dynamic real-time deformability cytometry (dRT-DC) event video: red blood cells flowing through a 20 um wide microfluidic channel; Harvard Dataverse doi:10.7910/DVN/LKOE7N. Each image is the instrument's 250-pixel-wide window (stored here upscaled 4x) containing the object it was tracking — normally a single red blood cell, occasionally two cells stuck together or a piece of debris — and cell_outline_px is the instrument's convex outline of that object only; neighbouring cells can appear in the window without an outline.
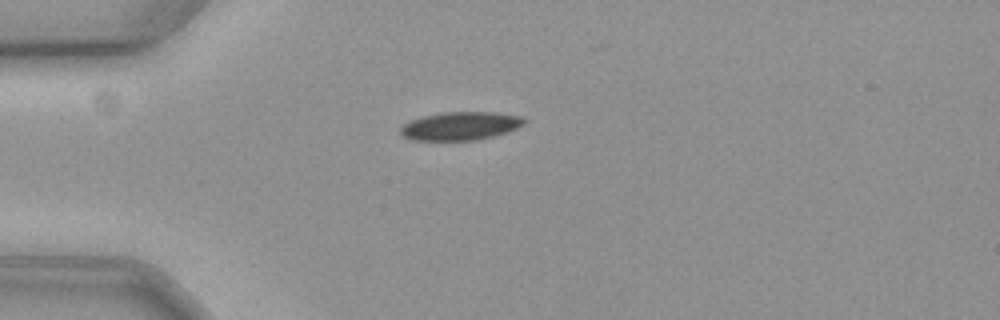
{"species": "common noctule bat (a hibernating species)", "species_latin": "Nyctalus noctula", "temperature_condition": "cold", "stored_images_in_passage": 36, "camera_frame_rate_fps": 3000, "um_per_image_px": 0.085, "animal": {"sex": "female", "body_mass_g": 19.3, "forearm_length_mm": 54.1}, "frame": {"image": 1, "passage_image": 2, "time_ms": 0.333, "image_size_px": [1000, 320], "cell_outline_px": [[528, 120], [524, 124], [516, 128], [492, 136], [476, 140], [412, 140], [404, 136], [400, 132], [400, 128], [404, 124], [412, 120], [424, 116], [440, 112], [496, 112], [524, 116]], "centroid_in_image_um": [39.17, 10.69], "position_along_channel_um": 45.8, "area_um2": 20.35}}
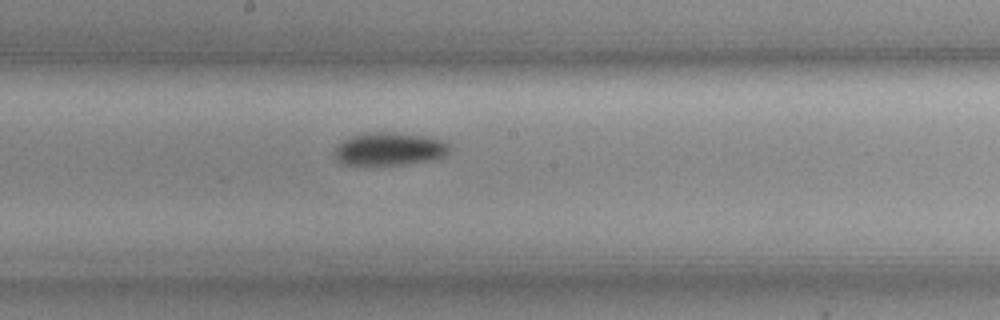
{"frame": {"image": 2, "passage_image": 18, "time_ms": 5.667, "image_size_px": [1000, 320], "cell_outline_px": [[452, 148], [444, 156], [432, 160], [404, 164], [364, 168], [360, 168], [340, 164], [332, 156], [336, 148], [344, 140], [352, 136], [368, 132], [396, 132], [428, 136], [444, 140]], "centroid_in_image_um": [33.05, 12.71], "position_along_channel_um": 215.2, "area_um2": 23.18}}
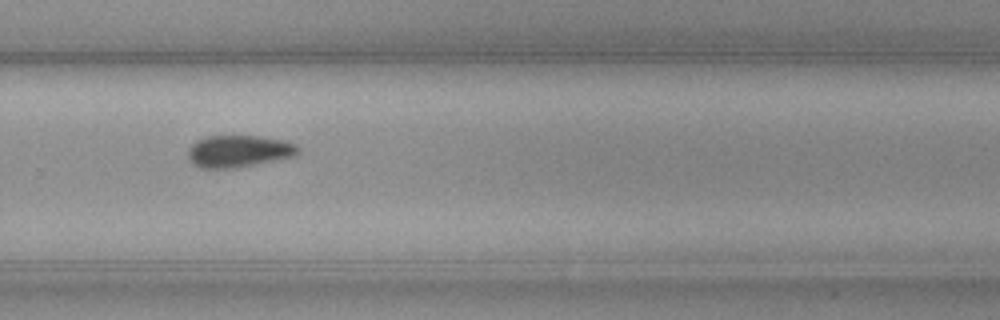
{"frame": {"image": 3, "passage_image": 26, "time_ms": 8.333, "image_size_px": [1000, 320], "cell_outline_px": [[300, 152], [292, 156], [236, 168], [200, 168], [192, 164], [188, 156], [188, 152], [192, 144], [196, 140], [208, 136], [260, 136], [284, 140], [296, 144], [300, 148]], "centroid_in_image_um": [20.28, 12.85], "position_along_channel_um": 309.5, "area_um2": 20.46}, "authors_computed_cell_mechanics": {"area_um2": 20.8947, "velocity_mm_per_s": 3.5647, "shape_relaxation_time_tau1_ms": 2.7325, "shape_relaxation_time_tau2_ms": null, "deformation_change_tau1": 0.0685, "deformation_change_tau2": null}}